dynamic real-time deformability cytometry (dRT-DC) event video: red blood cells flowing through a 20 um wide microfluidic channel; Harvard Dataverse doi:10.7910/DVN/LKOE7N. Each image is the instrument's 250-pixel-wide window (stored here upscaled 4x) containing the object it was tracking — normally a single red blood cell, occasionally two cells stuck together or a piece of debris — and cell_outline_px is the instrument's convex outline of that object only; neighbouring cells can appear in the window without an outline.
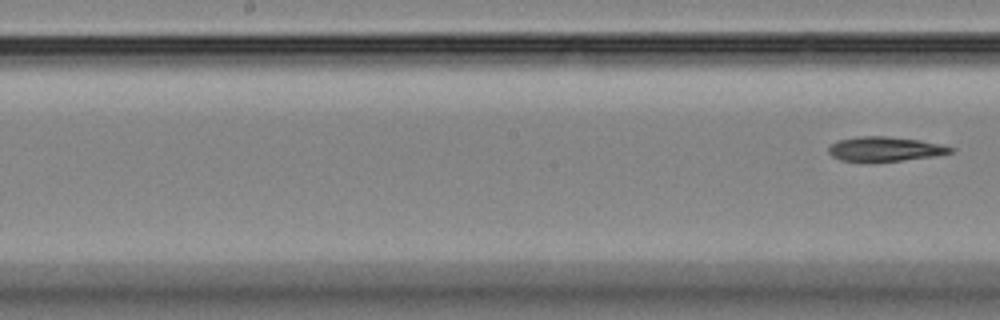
{"species": "Egyptian fruit bat (a non-hibernating species)", "species_latin": "Rousettus aegyptiacus", "temperature_condition": "room temperature", "stored_images_in_passage": 9, "segment_of_instrument_passage": [2, 2], "camera_frame_rate_fps": 3000, "um_per_image_px": 0.085, "animal": {"sex": "female"}, "frame": {"image": 1, "passage_image": 9, "time_ms": 9.667, "image_size_px": [1000, 320], "cell_outline_px": [[956, 152], [936, 156], [904, 160], [868, 164], [864, 164], [840, 160], [832, 156], [828, 152], [828, 144], [836, 140], [856, 136], [884, 136], [920, 140], [940, 144], [956, 148]], "centroid_in_image_um": [75.17, 12.7], "position_along_channel_um": 173.0, "area_um2": 18.38}}